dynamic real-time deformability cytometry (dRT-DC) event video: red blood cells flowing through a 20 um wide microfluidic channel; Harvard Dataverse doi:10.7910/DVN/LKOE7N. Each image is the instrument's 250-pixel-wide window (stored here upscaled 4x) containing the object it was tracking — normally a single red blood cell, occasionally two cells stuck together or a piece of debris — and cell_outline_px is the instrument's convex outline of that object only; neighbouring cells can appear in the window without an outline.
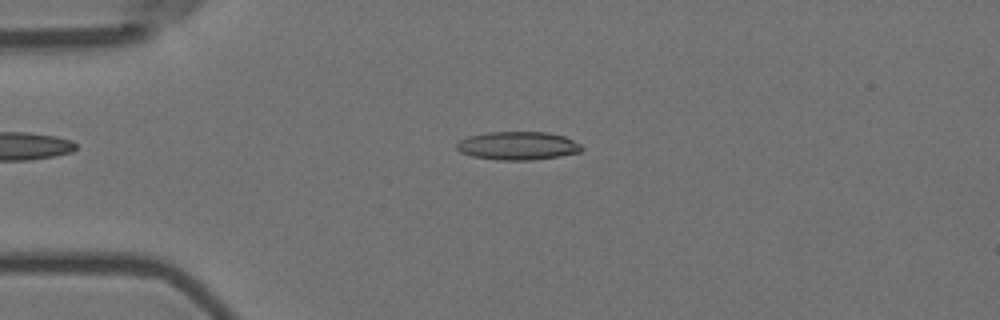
{"species": "Egyptian fruit bat (a non-hibernating species)", "species_latin": "Rousettus aegyptiacus", "temperature_condition": "room temperature", "stored_images_in_passage": 4, "camera_frame_rate_fps": 3000, "um_per_image_px": 0.085, "animal": {"sex": "female"}, "frame": {"image": 1, "passage_image": 3, "time_ms": 0.667, "image_size_px": [1000, 320], "cell_outline_px": [[584, 148], [580, 152], [560, 156], [532, 160], [496, 160], [472, 156], [460, 152], [456, 148], [456, 144], [460, 140], [468, 136], [488, 132], [548, 132], [564, 136], [580, 144]], "centroid_in_image_um": [44.01, 12.39], "position_along_channel_um": 41.0, "area_um2": 20.69}}